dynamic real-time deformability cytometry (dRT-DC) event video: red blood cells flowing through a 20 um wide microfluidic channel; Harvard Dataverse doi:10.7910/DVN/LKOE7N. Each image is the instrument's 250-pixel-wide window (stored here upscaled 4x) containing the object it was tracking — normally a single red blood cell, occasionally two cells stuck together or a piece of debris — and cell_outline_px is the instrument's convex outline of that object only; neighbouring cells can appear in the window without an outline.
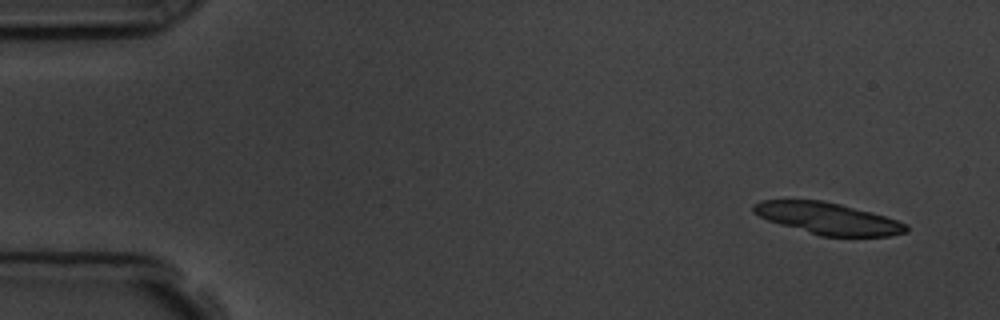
{"species": "common noctule bat (a hibernating species)", "species_latin": "Nyctalus noctula", "temperature_condition": "room temperature", "stored_images_in_passage": 5, "camera_frame_rate_fps": 3000, "um_per_image_px": 0.085, "animal": {"sex": "male", "body_mass_g": 19.5, "forearm_length_mm": 54.6}, "frame": {"image": 1, "passage_image": 1, "time_ms": 0.0, "image_size_px": [1000, 320], "cell_outline_px": [[908, 232], [888, 236], [820, 236], [780, 224], [768, 220], [752, 212], [752, 204], [760, 200], [824, 200], [872, 212], [908, 224]], "centroid_in_image_um": [70.36, 18.56], "position_along_channel_um": 14.6, "area_um2": 28.15}}